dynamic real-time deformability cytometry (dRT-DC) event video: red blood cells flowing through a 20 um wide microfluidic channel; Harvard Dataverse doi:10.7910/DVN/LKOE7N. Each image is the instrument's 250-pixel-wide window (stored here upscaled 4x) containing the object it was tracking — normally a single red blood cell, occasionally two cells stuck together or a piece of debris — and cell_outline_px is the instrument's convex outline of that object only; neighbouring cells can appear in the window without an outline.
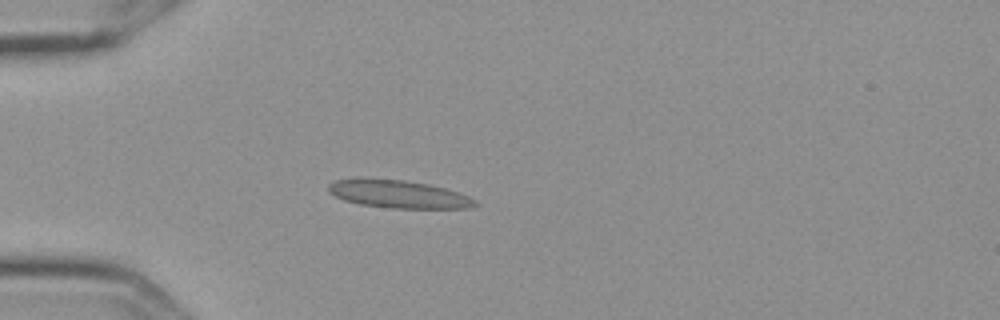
{"species": "Egyptian fruit bat (a non-hibernating species)", "species_latin": "Rousettus aegyptiacus", "temperature_condition": "cold", "stored_images_in_passage": 50, "camera_frame_rate_fps": 3000, "um_per_image_px": 0.085, "frame": {"image": 1, "passage_image": 14, "time_ms": 4.333, "image_size_px": [1000, 320], "cell_outline_px": [[480, 204], [468, 208], [392, 208], [360, 204], [344, 200], [328, 192], [328, 184], [336, 180], [360, 176], [404, 180], [428, 184], [444, 188], [468, 196], [476, 200]], "centroid_in_image_um": [33.81, 16.47], "position_along_channel_um": 51.2, "area_um2": 24.1}}
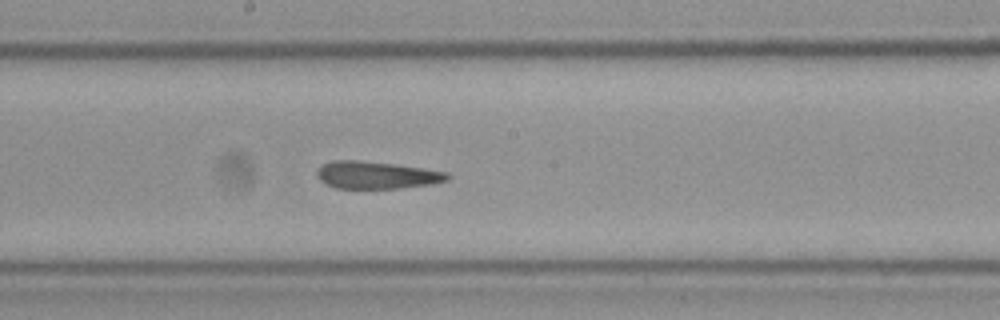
{"frame": {"image": 2, "passage_image": 29, "time_ms": 9.333, "image_size_px": [1000, 320], "cell_outline_px": [[452, 176], [448, 180], [432, 184], [400, 188], [336, 188], [320, 180], [316, 176], [316, 172], [324, 164], [332, 160], [360, 160], [424, 168], [448, 172]], "centroid_in_image_um": [32.04, 14.88], "position_along_channel_um": 216.2, "area_um2": 20.75}}
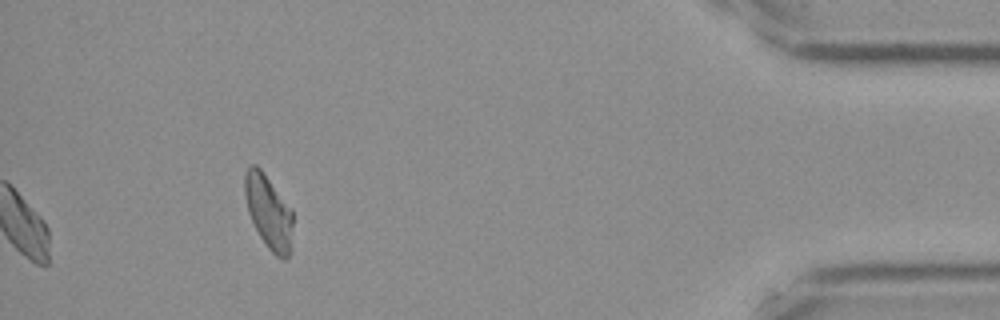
{"frame": {"image": 3, "passage_image": 50, "time_ms": 16.333, "image_size_px": [1000, 320], "cell_outline_px": [[292, 248], [288, 256], [284, 260], [276, 256], [268, 248], [260, 236], [248, 212], [244, 196], [244, 172], [248, 164], [256, 164], [260, 168], [292, 208]], "centroid_in_image_um": [22.83, 17.98], "position_along_channel_um": 412.4, "area_um2": 20.92}, "authors_computed_cell_mechanics": {"area_um2": 21.8773, "velocity_mm_per_s": 3.5822, "shape_relaxation_time_tau1_ms": null, "shape_relaxation_time_tau2_ms": 3.7994, "deformation_change_tau1": null, "deformation_change_tau2": 0.0924}}